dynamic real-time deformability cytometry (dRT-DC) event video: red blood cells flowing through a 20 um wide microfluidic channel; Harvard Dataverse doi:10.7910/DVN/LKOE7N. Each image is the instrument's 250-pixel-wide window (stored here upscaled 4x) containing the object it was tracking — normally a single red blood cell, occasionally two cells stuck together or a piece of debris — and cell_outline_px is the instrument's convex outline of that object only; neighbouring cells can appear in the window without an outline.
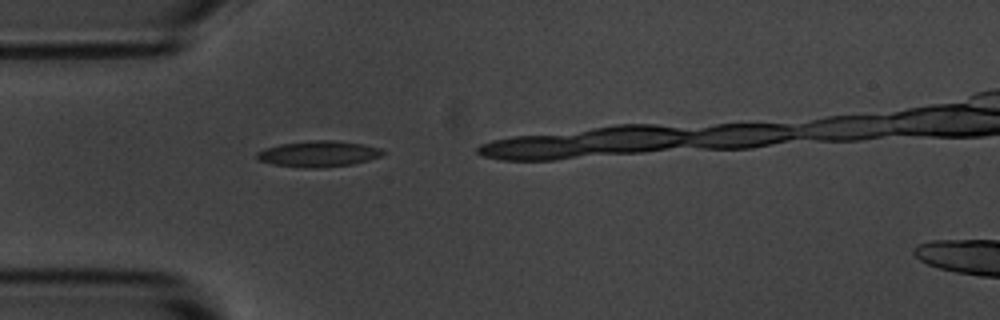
{"species": "common noctule bat (a hibernating species)", "species_latin": "Nyctalus noctula", "temperature_condition": "room temperature", "stored_images_in_passage": 2, "camera_frame_rate_fps": 3000, "um_per_image_px": 0.085, "animal": {"sex": "male", "body_mass_g": 20.1, "forearm_length_mm": 53.5}, "frame": {"image": 1, "passage_image": 1, "time_ms": 0.0, "image_size_px": [1000, 320], "cell_outline_px": [[384, 152], [380, 156], [368, 160], [352, 164], [320, 168], [304, 168], [272, 164], [260, 160], [256, 156], [256, 152], [264, 148], [280, 144], [316, 140], [332, 140], [364, 144], [380, 148]], "centroid_in_image_um": [27.05, 13.08], "position_along_channel_um": 58.0, "area_um2": 18.96}}